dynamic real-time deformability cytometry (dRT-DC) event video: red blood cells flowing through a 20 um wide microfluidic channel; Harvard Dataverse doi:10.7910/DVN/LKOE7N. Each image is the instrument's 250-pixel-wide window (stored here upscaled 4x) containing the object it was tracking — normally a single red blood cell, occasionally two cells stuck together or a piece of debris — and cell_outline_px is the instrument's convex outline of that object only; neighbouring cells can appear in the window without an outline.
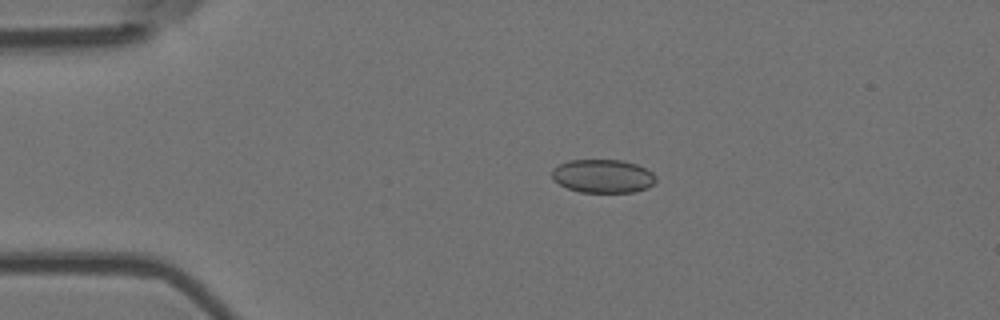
{"species": "Egyptian fruit bat (a non-hibernating species)", "species_latin": "Rousettus aegyptiacus", "temperature_condition": "room temperature", "stored_images_in_passage": 5, "camera_frame_rate_fps": 3000, "um_per_image_px": 0.085, "animal": {"sex": "female"}, "frame": {"image": 1, "passage_image": 2, "time_ms": 0.333, "image_size_px": [1000, 320], "cell_outline_px": [[656, 180], [648, 188], [632, 192], [580, 192], [568, 188], [552, 180], [552, 168], [568, 160], [620, 160], [636, 164], [652, 172], [656, 176]], "centroid_in_image_um": [51.23, 14.97], "position_along_channel_um": 33.8, "area_um2": 20.23}}
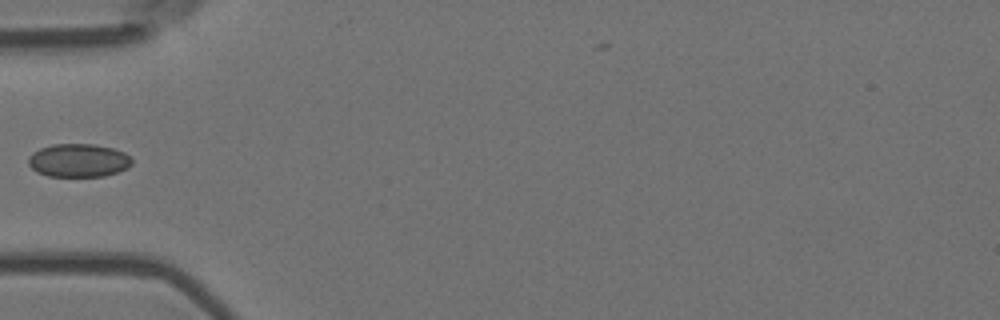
{"frame": {"image": 2, "passage_image": 4, "time_ms": 1.0, "image_size_px": [1000, 320], "cell_outline_px": [[132, 164], [128, 168], [104, 176], [48, 176], [36, 172], [28, 164], [28, 156], [32, 152], [40, 148], [52, 144], [92, 144], [112, 148], [124, 152], [132, 160]], "centroid_in_image_um": [6.64, 13.63], "position_along_channel_um": 78.4, "area_um2": 20.11}}
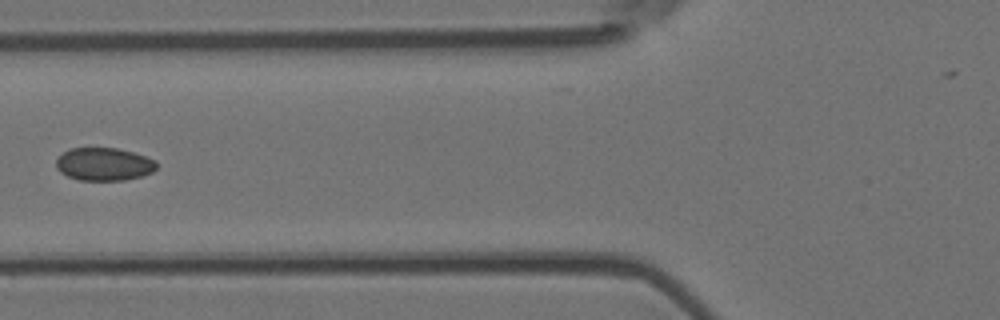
{"frame": {"image": 3, "passage_image": 5, "time_ms": 1.333, "image_size_px": [1000, 320], "cell_outline_px": [[156, 168], [152, 172], [140, 176], [124, 180], [80, 180], [68, 176], [60, 172], [56, 168], [56, 160], [64, 152], [72, 148], [116, 148], [132, 152], [156, 160]], "centroid_in_image_um": [8.83, 13.95], "position_along_channel_um": 117.0, "area_um2": 19.07}}